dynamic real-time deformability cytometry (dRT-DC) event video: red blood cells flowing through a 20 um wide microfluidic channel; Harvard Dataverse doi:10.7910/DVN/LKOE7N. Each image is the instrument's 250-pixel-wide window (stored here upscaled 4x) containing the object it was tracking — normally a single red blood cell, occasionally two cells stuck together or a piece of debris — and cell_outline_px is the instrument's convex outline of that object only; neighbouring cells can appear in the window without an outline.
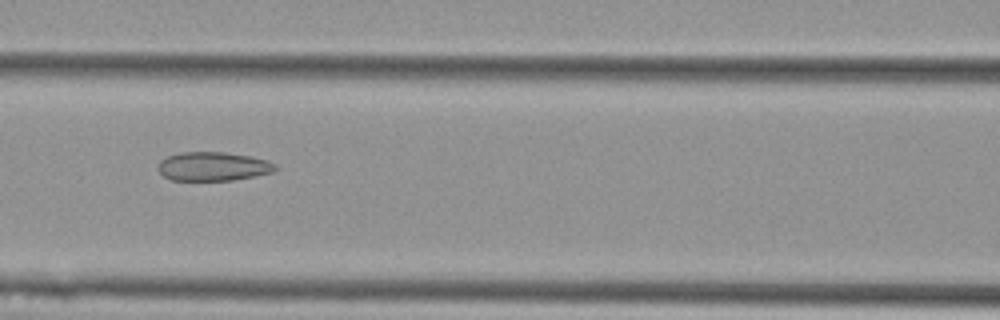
{"species": "Egyptian fruit bat (a non-hibernating species)", "species_latin": "Rousettus aegyptiacus", "temperature_condition": "cold", "stored_images_in_passage": 7, "camera_frame_rate_fps": 3000, "um_per_image_px": 0.085, "animal": {"sex": "female"}, "frame": {"image": 1, "passage_image": 6, "time_ms": 1.667, "image_size_px": [1000, 320], "cell_outline_px": [[276, 168], [272, 172], [256, 176], [232, 180], [172, 180], [164, 176], [160, 172], [160, 160], [168, 156], [180, 152], [224, 152], [252, 156], [268, 160], [276, 164]], "centroid_in_image_um": [18.15, 14.14], "position_along_channel_um": 148.4, "area_um2": 19.65}}
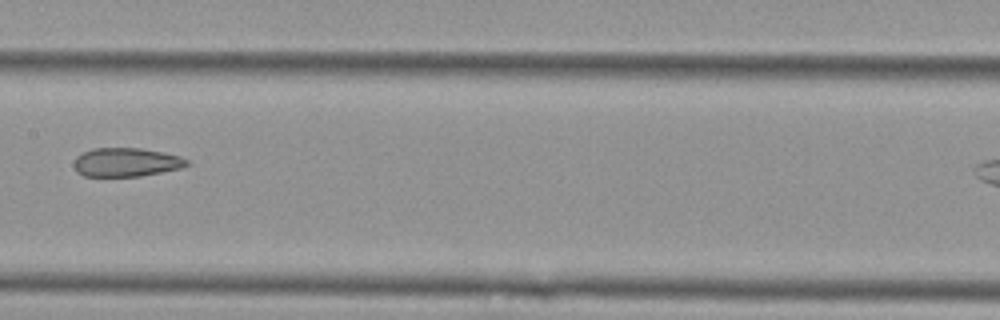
{"frame": {"image": 2, "passage_image": 7, "time_ms": 2.0, "image_size_px": [1000, 320], "cell_outline_px": [[192, 164], [180, 168], [140, 176], [84, 176], [76, 172], [72, 164], [76, 156], [92, 148], [140, 148], [164, 152], [180, 156], [188, 160]], "centroid_in_image_um": [10.71, 13.78], "position_along_channel_um": 196.7, "area_um2": 19.07}}